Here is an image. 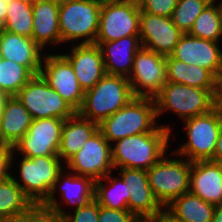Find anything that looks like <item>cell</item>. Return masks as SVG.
<instances>
[{"instance_id": "cell-18", "label": "cell", "mask_w": 222, "mask_h": 222, "mask_svg": "<svg viewBox=\"0 0 222 222\" xmlns=\"http://www.w3.org/2000/svg\"><path fill=\"white\" fill-rule=\"evenodd\" d=\"M63 171L64 170L59 173L48 199L42 204L61 217H64L68 212L64 211L63 207H61L62 205L57 203L59 201L55 198L58 186H61L59 188V190L61 189L60 196H63L62 198L66 204L75 205L76 209L91 202L94 199L95 192V182L91 178L77 175L74 172H72V174L67 173L64 176L62 174Z\"/></svg>"}, {"instance_id": "cell-34", "label": "cell", "mask_w": 222, "mask_h": 222, "mask_svg": "<svg viewBox=\"0 0 222 222\" xmlns=\"http://www.w3.org/2000/svg\"><path fill=\"white\" fill-rule=\"evenodd\" d=\"M14 222H65L56 212L48 207L34 204L27 212L23 213Z\"/></svg>"}, {"instance_id": "cell-6", "label": "cell", "mask_w": 222, "mask_h": 222, "mask_svg": "<svg viewBox=\"0 0 222 222\" xmlns=\"http://www.w3.org/2000/svg\"><path fill=\"white\" fill-rule=\"evenodd\" d=\"M101 4L87 0H70L59 6L61 43L84 39L80 44H95Z\"/></svg>"}, {"instance_id": "cell-22", "label": "cell", "mask_w": 222, "mask_h": 222, "mask_svg": "<svg viewBox=\"0 0 222 222\" xmlns=\"http://www.w3.org/2000/svg\"><path fill=\"white\" fill-rule=\"evenodd\" d=\"M190 192L205 202L222 203V169L218 162L197 160L191 162Z\"/></svg>"}, {"instance_id": "cell-40", "label": "cell", "mask_w": 222, "mask_h": 222, "mask_svg": "<svg viewBox=\"0 0 222 222\" xmlns=\"http://www.w3.org/2000/svg\"><path fill=\"white\" fill-rule=\"evenodd\" d=\"M144 222H180L176 220L170 213H168L165 209L153 216L152 218H149L145 220Z\"/></svg>"}, {"instance_id": "cell-7", "label": "cell", "mask_w": 222, "mask_h": 222, "mask_svg": "<svg viewBox=\"0 0 222 222\" xmlns=\"http://www.w3.org/2000/svg\"><path fill=\"white\" fill-rule=\"evenodd\" d=\"M184 121L188 141L172 152V155L177 154L191 162L210 160L221 130L222 115L214 108L208 113Z\"/></svg>"}, {"instance_id": "cell-26", "label": "cell", "mask_w": 222, "mask_h": 222, "mask_svg": "<svg viewBox=\"0 0 222 222\" xmlns=\"http://www.w3.org/2000/svg\"><path fill=\"white\" fill-rule=\"evenodd\" d=\"M167 82L184 84L207 90H216V78L206 69L166 57Z\"/></svg>"}, {"instance_id": "cell-45", "label": "cell", "mask_w": 222, "mask_h": 222, "mask_svg": "<svg viewBox=\"0 0 222 222\" xmlns=\"http://www.w3.org/2000/svg\"><path fill=\"white\" fill-rule=\"evenodd\" d=\"M87 1H94V2H97L102 5L103 3H106V2L112 1V0H87Z\"/></svg>"}, {"instance_id": "cell-39", "label": "cell", "mask_w": 222, "mask_h": 222, "mask_svg": "<svg viewBox=\"0 0 222 222\" xmlns=\"http://www.w3.org/2000/svg\"><path fill=\"white\" fill-rule=\"evenodd\" d=\"M215 109L222 115V74L216 80Z\"/></svg>"}, {"instance_id": "cell-32", "label": "cell", "mask_w": 222, "mask_h": 222, "mask_svg": "<svg viewBox=\"0 0 222 222\" xmlns=\"http://www.w3.org/2000/svg\"><path fill=\"white\" fill-rule=\"evenodd\" d=\"M34 74L25 66L0 58V91L15 96Z\"/></svg>"}, {"instance_id": "cell-48", "label": "cell", "mask_w": 222, "mask_h": 222, "mask_svg": "<svg viewBox=\"0 0 222 222\" xmlns=\"http://www.w3.org/2000/svg\"><path fill=\"white\" fill-rule=\"evenodd\" d=\"M0 145H4V143L2 141L1 133H0Z\"/></svg>"}, {"instance_id": "cell-29", "label": "cell", "mask_w": 222, "mask_h": 222, "mask_svg": "<svg viewBox=\"0 0 222 222\" xmlns=\"http://www.w3.org/2000/svg\"><path fill=\"white\" fill-rule=\"evenodd\" d=\"M111 173L95 181L94 198L100 206L116 210L128 209L129 195H127L126 184L121 177L113 178ZM104 180L109 183L107 187L103 184Z\"/></svg>"}, {"instance_id": "cell-9", "label": "cell", "mask_w": 222, "mask_h": 222, "mask_svg": "<svg viewBox=\"0 0 222 222\" xmlns=\"http://www.w3.org/2000/svg\"><path fill=\"white\" fill-rule=\"evenodd\" d=\"M15 96L33 119L55 117L65 120L77 113L57 91L49 86L41 74L34 75Z\"/></svg>"}, {"instance_id": "cell-21", "label": "cell", "mask_w": 222, "mask_h": 222, "mask_svg": "<svg viewBox=\"0 0 222 222\" xmlns=\"http://www.w3.org/2000/svg\"><path fill=\"white\" fill-rule=\"evenodd\" d=\"M98 46L102 53L106 74L129 78L135 54L142 47L140 36L132 35L101 42Z\"/></svg>"}, {"instance_id": "cell-11", "label": "cell", "mask_w": 222, "mask_h": 222, "mask_svg": "<svg viewBox=\"0 0 222 222\" xmlns=\"http://www.w3.org/2000/svg\"><path fill=\"white\" fill-rule=\"evenodd\" d=\"M135 97L155 98L166 79V57L141 47L128 78Z\"/></svg>"}, {"instance_id": "cell-38", "label": "cell", "mask_w": 222, "mask_h": 222, "mask_svg": "<svg viewBox=\"0 0 222 222\" xmlns=\"http://www.w3.org/2000/svg\"><path fill=\"white\" fill-rule=\"evenodd\" d=\"M14 153H17L13 150V147L9 145H0V180L8 178L11 176L9 173L12 167V161L14 162Z\"/></svg>"}, {"instance_id": "cell-46", "label": "cell", "mask_w": 222, "mask_h": 222, "mask_svg": "<svg viewBox=\"0 0 222 222\" xmlns=\"http://www.w3.org/2000/svg\"><path fill=\"white\" fill-rule=\"evenodd\" d=\"M54 1L58 4H62V3L68 2L70 0H54Z\"/></svg>"}, {"instance_id": "cell-13", "label": "cell", "mask_w": 222, "mask_h": 222, "mask_svg": "<svg viewBox=\"0 0 222 222\" xmlns=\"http://www.w3.org/2000/svg\"><path fill=\"white\" fill-rule=\"evenodd\" d=\"M64 121L55 117L33 119L28 131L14 145L13 150L27 158L58 155Z\"/></svg>"}, {"instance_id": "cell-42", "label": "cell", "mask_w": 222, "mask_h": 222, "mask_svg": "<svg viewBox=\"0 0 222 222\" xmlns=\"http://www.w3.org/2000/svg\"><path fill=\"white\" fill-rule=\"evenodd\" d=\"M12 0H0V27L4 24L7 16L8 4Z\"/></svg>"}, {"instance_id": "cell-17", "label": "cell", "mask_w": 222, "mask_h": 222, "mask_svg": "<svg viewBox=\"0 0 222 222\" xmlns=\"http://www.w3.org/2000/svg\"><path fill=\"white\" fill-rule=\"evenodd\" d=\"M122 180L126 184L128 210L141 222L163 211V206L153 194L149 185L147 170L119 168Z\"/></svg>"}, {"instance_id": "cell-8", "label": "cell", "mask_w": 222, "mask_h": 222, "mask_svg": "<svg viewBox=\"0 0 222 222\" xmlns=\"http://www.w3.org/2000/svg\"><path fill=\"white\" fill-rule=\"evenodd\" d=\"M191 161L170 159L164 155L147 170V177L153 194L165 208L175 198L190 192Z\"/></svg>"}, {"instance_id": "cell-5", "label": "cell", "mask_w": 222, "mask_h": 222, "mask_svg": "<svg viewBox=\"0 0 222 222\" xmlns=\"http://www.w3.org/2000/svg\"><path fill=\"white\" fill-rule=\"evenodd\" d=\"M19 169L20 182L12 174L11 177L36 205H42L48 199L59 173L63 170L62 160L58 155L35 158L23 156Z\"/></svg>"}, {"instance_id": "cell-12", "label": "cell", "mask_w": 222, "mask_h": 222, "mask_svg": "<svg viewBox=\"0 0 222 222\" xmlns=\"http://www.w3.org/2000/svg\"><path fill=\"white\" fill-rule=\"evenodd\" d=\"M111 145L98 130L65 164L67 170L91 178L94 182L114 170Z\"/></svg>"}, {"instance_id": "cell-24", "label": "cell", "mask_w": 222, "mask_h": 222, "mask_svg": "<svg viewBox=\"0 0 222 222\" xmlns=\"http://www.w3.org/2000/svg\"><path fill=\"white\" fill-rule=\"evenodd\" d=\"M32 116L16 96H8L0 114V133L4 144L14 147L28 131Z\"/></svg>"}, {"instance_id": "cell-31", "label": "cell", "mask_w": 222, "mask_h": 222, "mask_svg": "<svg viewBox=\"0 0 222 222\" xmlns=\"http://www.w3.org/2000/svg\"><path fill=\"white\" fill-rule=\"evenodd\" d=\"M212 0L196 18L188 32L191 36L219 42L222 36V16L219 4Z\"/></svg>"}, {"instance_id": "cell-2", "label": "cell", "mask_w": 222, "mask_h": 222, "mask_svg": "<svg viewBox=\"0 0 222 222\" xmlns=\"http://www.w3.org/2000/svg\"><path fill=\"white\" fill-rule=\"evenodd\" d=\"M156 104L153 98L134 97L99 124V130L111 144L125 137L152 132L156 127Z\"/></svg>"}, {"instance_id": "cell-37", "label": "cell", "mask_w": 222, "mask_h": 222, "mask_svg": "<svg viewBox=\"0 0 222 222\" xmlns=\"http://www.w3.org/2000/svg\"><path fill=\"white\" fill-rule=\"evenodd\" d=\"M98 222H141L128 209L116 210L99 205Z\"/></svg>"}, {"instance_id": "cell-4", "label": "cell", "mask_w": 222, "mask_h": 222, "mask_svg": "<svg viewBox=\"0 0 222 222\" xmlns=\"http://www.w3.org/2000/svg\"><path fill=\"white\" fill-rule=\"evenodd\" d=\"M215 91L166 82L154 98L157 118L168 110L183 120L208 113L215 108Z\"/></svg>"}, {"instance_id": "cell-27", "label": "cell", "mask_w": 222, "mask_h": 222, "mask_svg": "<svg viewBox=\"0 0 222 222\" xmlns=\"http://www.w3.org/2000/svg\"><path fill=\"white\" fill-rule=\"evenodd\" d=\"M164 209L180 222H211L215 205L187 192L175 198Z\"/></svg>"}, {"instance_id": "cell-44", "label": "cell", "mask_w": 222, "mask_h": 222, "mask_svg": "<svg viewBox=\"0 0 222 222\" xmlns=\"http://www.w3.org/2000/svg\"><path fill=\"white\" fill-rule=\"evenodd\" d=\"M7 97L8 96L6 94H4L2 91H0V114H1V111L3 108L4 101L6 100Z\"/></svg>"}, {"instance_id": "cell-35", "label": "cell", "mask_w": 222, "mask_h": 222, "mask_svg": "<svg viewBox=\"0 0 222 222\" xmlns=\"http://www.w3.org/2000/svg\"><path fill=\"white\" fill-rule=\"evenodd\" d=\"M178 0H137L140 10L149 14L171 17Z\"/></svg>"}, {"instance_id": "cell-49", "label": "cell", "mask_w": 222, "mask_h": 222, "mask_svg": "<svg viewBox=\"0 0 222 222\" xmlns=\"http://www.w3.org/2000/svg\"><path fill=\"white\" fill-rule=\"evenodd\" d=\"M218 163H219V165H220V167L222 169V161H219Z\"/></svg>"}, {"instance_id": "cell-43", "label": "cell", "mask_w": 222, "mask_h": 222, "mask_svg": "<svg viewBox=\"0 0 222 222\" xmlns=\"http://www.w3.org/2000/svg\"><path fill=\"white\" fill-rule=\"evenodd\" d=\"M211 222H222V203L215 205L214 215Z\"/></svg>"}, {"instance_id": "cell-14", "label": "cell", "mask_w": 222, "mask_h": 222, "mask_svg": "<svg viewBox=\"0 0 222 222\" xmlns=\"http://www.w3.org/2000/svg\"><path fill=\"white\" fill-rule=\"evenodd\" d=\"M40 74L57 93L76 111L84 101V90L80 87L73 66L63 54L43 55Z\"/></svg>"}, {"instance_id": "cell-3", "label": "cell", "mask_w": 222, "mask_h": 222, "mask_svg": "<svg viewBox=\"0 0 222 222\" xmlns=\"http://www.w3.org/2000/svg\"><path fill=\"white\" fill-rule=\"evenodd\" d=\"M134 97L128 78L106 74L93 88L85 91L83 104L77 113L100 124Z\"/></svg>"}, {"instance_id": "cell-47", "label": "cell", "mask_w": 222, "mask_h": 222, "mask_svg": "<svg viewBox=\"0 0 222 222\" xmlns=\"http://www.w3.org/2000/svg\"><path fill=\"white\" fill-rule=\"evenodd\" d=\"M219 8H220V11H221V16H222V1L219 2Z\"/></svg>"}, {"instance_id": "cell-28", "label": "cell", "mask_w": 222, "mask_h": 222, "mask_svg": "<svg viewBox=\"0 0 222 222\" xmlns=\"http://www.w3.org/2000/svg\"><path fill=\"white\" fill-rule=\"evenodd\" d=\"M33 205L11 176L0 180V222H14Z\"/></svg>"}, {"instance_id": "cell-19", "label": "cell", "mask_w": 222, "mask_h": 222, "mask_svg": "<svg viewBox=\"0 0 222 222\" xmlns=\"http://www.w3.org/2000/svg\"><path fill=\"white\" fill-rule=\"evenodd\" d=\"M73 66L80 87L85 91L93 88L106 75L101 50L96 44L72 46L71 53L63 54Z\"/></svg>"}, {"instance_id": "cell-23", "label": "cell", "mask_w": 222, "mask_h": 222, "mask_svg": "<svg viewBox=\"0 0 222 222\" xmlns=\"http://www.w3.org/2000/svg\"><path fill=\"white\" fill-rule=\"evenodd\" d=\"M59 6L54 0L32 1V39L43 49L47 44H60Z\"/></svg>"}, {"instance_id": "cell-15", "label": "cell", "mask_w": 222, "mask_h": 222, "mask_svg": "<svg viewBox=\"0 0 222 222\" xmlns=\"http://www.w3.org/2000/svg\"><path fill=\"white\" fill-rule=\"evenodd\" d=\"M184 33L171 17L140 10L139 36L143 48L162 56H170Z\"/></svg>"}, {"instance_id": "cell-41", "label": "cell", "mask_w": 222, "mask_h": 222, "mask_svg": "<svg viewBox=\"0 0 222 222\" xmlns=\"http://www.w3.org/2000/svg\"><path fill=\"white\" fill-rule=\"evenodd\" d=\"M210 160L214 162L222 161V126L216 142L214 155Z\"/></svg>"}, {"instance_id": "cell-30", "label": "cell", "mask_w": 222, "mask_h": 222, "mask_svg": "<svg viewBox=\"0 0 222 222\" xmlns=\"http://www.w3.org/2000/svg\"><path fill=\"white\" fill-rule=\"evenodd\" d=\"M0 28L31 38L33 30L32 1L12 0L8 4L6 20Z\"/></svg>"}, {"instance_id": "cell-20", "label": "cell", "mask_w": 222, "mask_h": 222, "mask_svg": "<svg viewBox=\"0 0 222 222\" xmlns=\"http://www.w3.org/2000/svg\"><path fill=\"white\" fill-rule=\"evenodd\" d=\"M42 50L32 38L0 28V58L21 64L38 75L43 60Z\"/></svg>"}, {"instance_id": "cell-36", "label": "cell", "mask_w": 222, "mask_h": 222, "mask_svg": "<svg viewBox=\"0 0 222 222\" xmlns=\"http://www.w3.org/2000/svg\"><path fill=\"white\" fill-rule=\"evenodd\" d=\"M99 204L94 198L91 202L83 207L75 209L74 214L67 213L64 216L65 222H98Z\"/></svg>"}, {"instance_id": "cell-1", "label": "cell", "mask_w": 222, "mask_h": 222, "mask_svg": "<svg viewBox=\"0 0 222 222\" xmlns=\"http://www.w3.org/2000/svg\"><path fill=\"white\" fill-rule=\"evenodd\" d=\"M170 133L168 125L160 124L152 132L117 140L111 146L114 168L150 169L166 154Z\"/></svg>"}, {"instance_id": "cell-10", "label": "cell", "mask_w": 222, "mask_h": 222, "mask_svg": "<svg viewBox=\"0 0 222 222\" xmlns=\"http://www.w3.org/2000/svg\"><path fill=\"white\" fill-rule=\"evenodd\" d=\"M140 9L137 0H112L101 5L95 44L139 35Z\"/></svg>"}, {"instance_id": "cell-16", "label": "cell", "mask_w": 222, "mask_h": 222, "mask_svg": "<svg viewBox=\"0 0 222 222\" xmlns=\"http://www.w3.org/2000/svg\"><path fill=\"white\" fill-rule=\"evenodd\" d=\"M170 56L186 64L200 66L216 79L222 74V51L218 42L184 33Z\"/></svg>"}, {"instance_id": "cell-25", "label": "cell", "mask_w": 222, "mask_h": 222, "mask_svg": "<svg viewBox=\"0 0 222 222\" xmlns=\"http://www.w3.org/2000/svg\"><path fill=\"white\" fill-rule=\"evenodd\" d=\"M98 130V123L84 119L78 113L65 119L58 151V156L63 159L64 165Z\"/></svg>"}, {"instance_id": "cell-33", "label": "cell", "mask_w": 222, "mask_h": 222, "mask_svg": "<svg viewBox=\"0 0 222 222\" xmlns=\"http://www.w3.org/2000/svg\"><path fill=\"white\" fill-rule=\"evenodd\" d=\"M212 0H178L171 19L183 32L188 33L196 18Z\"/></svg>"}]
</instances>
